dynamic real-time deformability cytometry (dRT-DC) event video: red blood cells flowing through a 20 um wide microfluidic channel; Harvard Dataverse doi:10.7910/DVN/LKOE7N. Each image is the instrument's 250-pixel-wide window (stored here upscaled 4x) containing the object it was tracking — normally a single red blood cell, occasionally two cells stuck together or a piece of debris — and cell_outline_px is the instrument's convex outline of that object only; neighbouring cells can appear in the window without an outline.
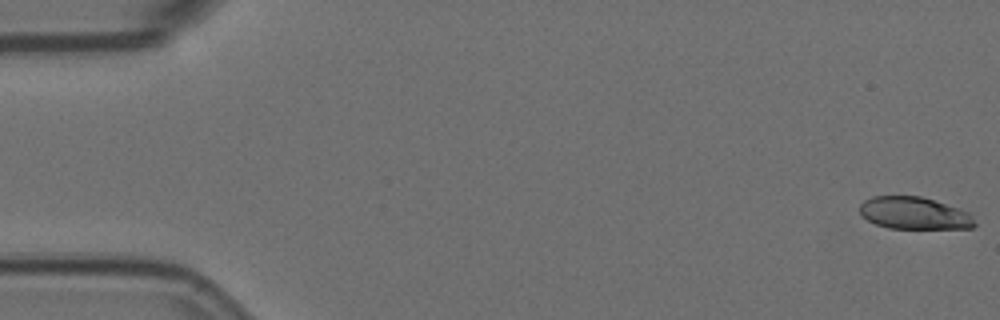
{"species": "Egyptian fruit bat (a non-hibernating species)", "species_latin": "Rousettus aegyptiacus", "temperature_condition": "room temperature", "stored_images_in_passage": 57, "camera_frame_rate_fps": 3000, "um_per_image_px": 0.085, "animal": {"sex": "female"}, "frame": {"image": 1, "passage_image": 1, "time_ms": 0.0, "image_size_px": [1000, 320], "cell_outline_px": [[976, 224], [972, 228], [888, 228], [876, 224], [860, 216], [860, 204], [864, 200], [872, 196], [920, 196], [960, 208], [968, 212], [972, 216]], "centroid_in_image_um": [77.69, 18.11], "position_along_channel_um": 7.3, "area_um2": 21.62}}
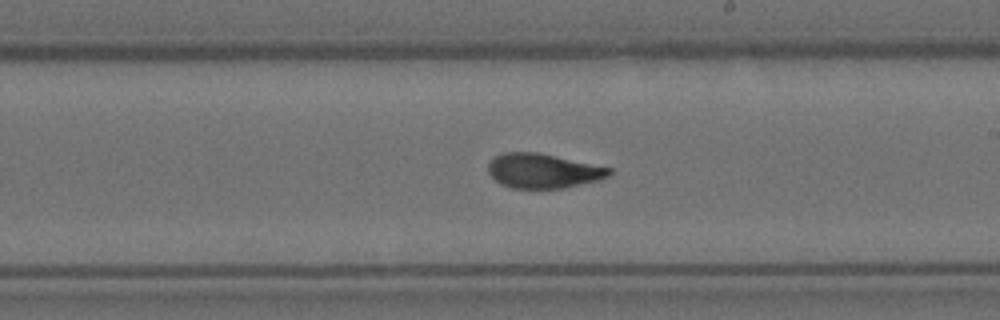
{"frame": {"image": 2, "passage_image": 33, "time_ms": 10.667, "image_size_px": [1000, 320], "cell_outline_px": [[612, 172], [608, 176], [596, 180], [564, 188], [512, 188], [500, 184], [488, 172], [488, 164], [492, 156], [504, 152], [536, 152], [612, 168]], "centroid_in_image_um": [46.11, 14.51], "position_along_channel_um": 242.9, "area_um2": 24.22}}
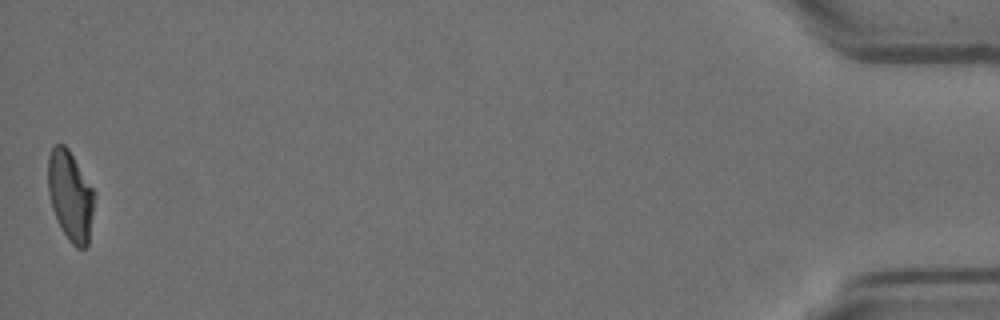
{"frame": {"image": 3, "passage_image": 57, "time_ms": 18.667, "image_size_px": [1000, 320], "cell_outline_px": [[96, 192], [88, 244], [84, 248], [76, 248], [68, 240], [52, 208], [48, 192], [48, 156], [52, 144], [64, 144], [68, 148]], "centroid_in_image_um": [5.99, 16.6], "position_along_channel_um": 429.2, "area_um2": 24.39}, "authors_computed_cell_mechanics": {"area_um2": 24.5072, "velocity_mm_per_s": 3.5476, "shape_relaxation_time_tau1_ms": 6.6394, "shape_relaxation_time_tau2_ms": 1.5052, "deformation_change_tau1": 0.227, "deformation_change_tau2": 0.0707}}